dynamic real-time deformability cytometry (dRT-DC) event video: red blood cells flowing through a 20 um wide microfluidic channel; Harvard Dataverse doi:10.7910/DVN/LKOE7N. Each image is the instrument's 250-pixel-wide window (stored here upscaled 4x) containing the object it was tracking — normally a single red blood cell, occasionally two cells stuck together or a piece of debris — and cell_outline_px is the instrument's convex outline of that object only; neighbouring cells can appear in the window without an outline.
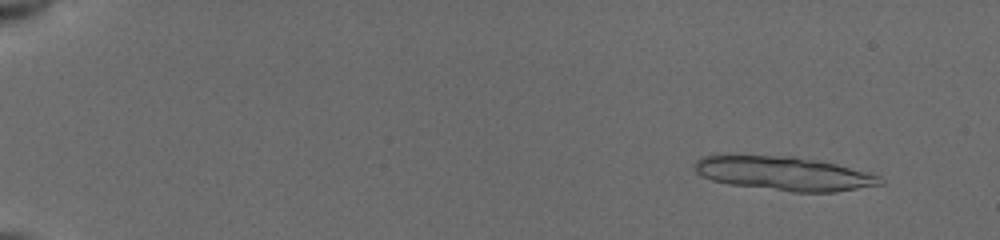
{"species": "common noctule bat (a hibernating species)", "species_latin": "Nyctalus noctula", "temperature_condition": "cold", "stored_images_in_passage": 16, "segment_of_instrument_passage": [1, 2], "camera_frame_rate_fps": 3000, "um_per_image_px": 0.085, "animal": {"sex": "female", "body_mass_g": 19.5, "forearm_length_mm": 54.1}, "frame": {"image": 1, "passage_image": 6, "time_ms": 1.667, "image_size_px": [1000, 240], "cell_outline_px": [[864, 184], [848, 188], [816, 188], [748, 184], [720, 180], [704, 160], [720, 156], [756, 156], [796, 160], [828, 164], [844, 168], [856, 172], [864, 176]], "centroid_in_image_um": [66.54, 14.67], "position_along_channel_um": 18.5, "area_um2": 26.88}}